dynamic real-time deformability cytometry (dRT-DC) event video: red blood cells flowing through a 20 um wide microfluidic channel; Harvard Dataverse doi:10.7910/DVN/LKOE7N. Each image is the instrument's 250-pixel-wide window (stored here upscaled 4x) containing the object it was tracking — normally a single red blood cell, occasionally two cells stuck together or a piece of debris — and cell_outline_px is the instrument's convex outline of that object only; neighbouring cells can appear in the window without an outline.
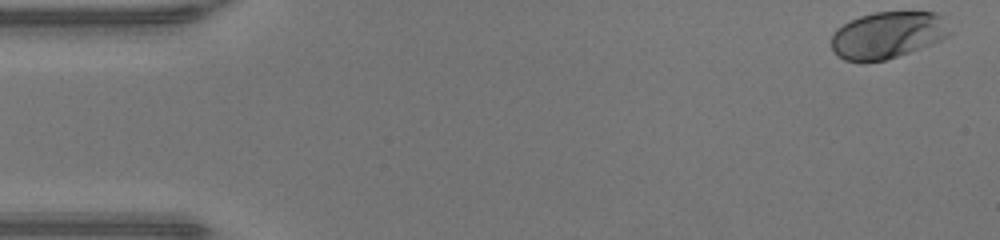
{"species": "human", "species_latin": "Homo sapiens", "temperature_condition": "warm", "stored_images_in_passage": 48, "camera_frame_rate_fps": 3000, "um_per_image_px": 0.085, "donor": {"sex": "male"}, "frame": {"image": 1, "passage_image": 1, "time_ms": 0.0, "image_size_px": [1000, 240], "cell_outline_px": [[952, 32], [948, 36], [940, 40], [908, 52], [884, 60], [844, 60], [836, 56], [832, 48], [832, 32], [836, 28], [860, 16], [876, 12], [936, 12], [940, 16]], "centroid_in_image_um": [75.42, 2.96], "position_along_channel_um": 9.6, "area_um2": 31.73}}
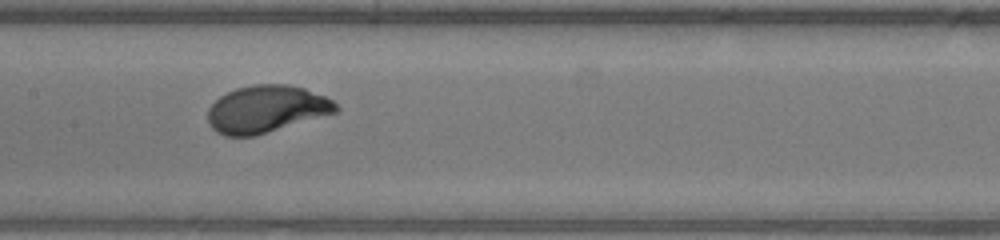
{"frame": {"image": 2, "passage_image": 23, "time_ms": 7.333, "image_size_px": [1000, 240], "cell_outline_px": [[340, 112], [256, 136], [224, 136], [216, 132], [212, 128], [208, 120], [208, 108], [220, 96], [236, 88], [256, 84], [288, 84], [304, 88], [324, 96], [332, 100], [340, 108]], "centroid_in_image_um": [22.67, 9.29], "position_along_channel_um": 184.7, "area_um2": 35.55}}
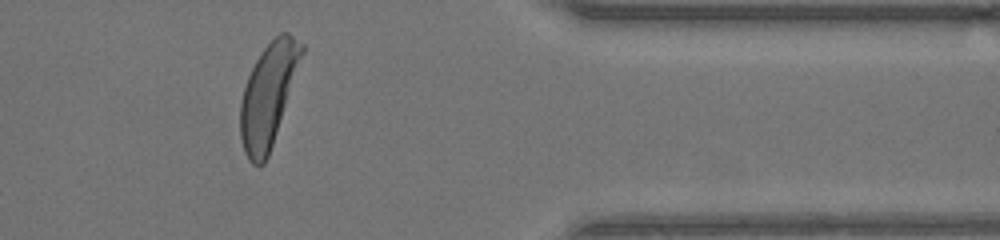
{"frame": {"image": 3, "passage_image": 39, "time_ms": 12.667, "image_size_px": [1000, 240], "cell_outline_px": [[304, 52], [268, 156], [264, 164], [252, 164], [248, 160], [244, 152], [240, 136], [240, 100], [248, 76], [260, 52], [280, 32], [288, 32], [304, 44]], "centroid_in_image_um": [22.79, 8.06], "position_along_channel_um": 388.6, "area_um2": 36.3}, "authors_computed_cell_mechanics": {"area_um2": 35.3158, "velocity_mm_per_s": 4.2611, "shape_relaxation_time_tau1_ms": 2.105, "shape_relaxation_time_tau2_ms": null, "deformation_change_tau1": 0.1807, "deformation_change_tau2": null}}